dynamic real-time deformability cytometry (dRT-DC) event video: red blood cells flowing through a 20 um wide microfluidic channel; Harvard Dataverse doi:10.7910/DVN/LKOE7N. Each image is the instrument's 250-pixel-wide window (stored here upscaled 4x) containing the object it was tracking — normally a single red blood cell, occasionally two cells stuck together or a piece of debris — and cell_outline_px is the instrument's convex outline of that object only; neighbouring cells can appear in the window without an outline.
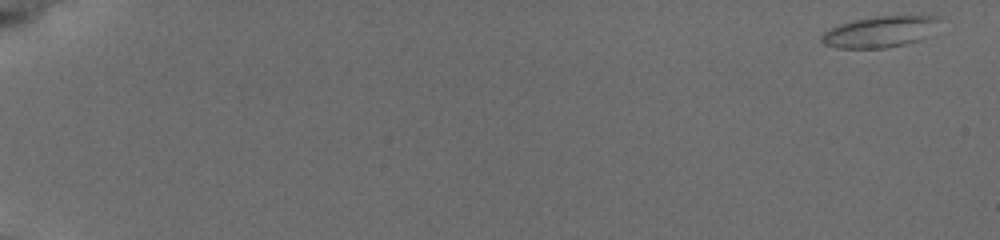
{"species": "common noctule bat (a hibernating species)", "species_latin": "Nyctalus noctula", "temperature_condition": "cold", "stored_images_in_passage": 7, "camera_frame_rate_fps": 3000, "um_per_image_px": 0.085, "animal": {"sex": "female", "body_mass_g": 19.5, "forearm_length_mm": 54.1}, "frame": {"image": 1, "passage_image": 1, "time_ms": 0.0, "image_size_px": [1000, 240], "cell_outline_px": [[940, 20], [920, 40], [904, 44], [884, 48], [836, 48], [824, 44], [820, 40], [820, 36], [824, 32], [840, 24], [856, 20], [876, 16], [936, 16]], "centroid_in_image_um": [74.71, 2.71], "position_along_channel_um": 10.3, "area_um2": 20.87}}
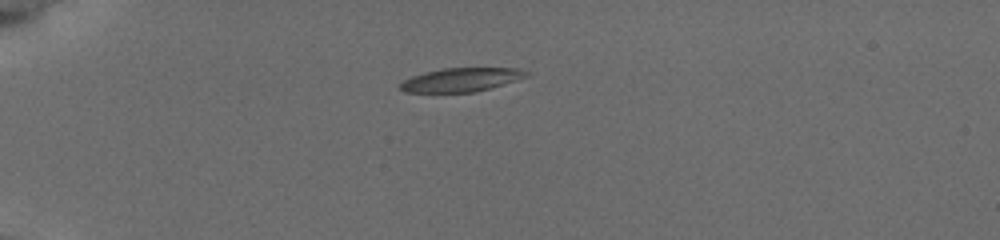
{"frame": {"image": 2, "passage_image": 6, "time_ms": 5.0, "image_size_px": [1000, 240], "cell_outline_px": [[528, 76], [516, 80], [488, 88], [472, 92], [404, 92], [400, 88], [400, 84], [404, 80], [412, 76], [424, 72], [444, 68], [516, 68], [528, 72]], "centroid_in_image_um": [39.16, 6.77], "position_along_channel_um": 45.8, "area_um2": 17.11}}